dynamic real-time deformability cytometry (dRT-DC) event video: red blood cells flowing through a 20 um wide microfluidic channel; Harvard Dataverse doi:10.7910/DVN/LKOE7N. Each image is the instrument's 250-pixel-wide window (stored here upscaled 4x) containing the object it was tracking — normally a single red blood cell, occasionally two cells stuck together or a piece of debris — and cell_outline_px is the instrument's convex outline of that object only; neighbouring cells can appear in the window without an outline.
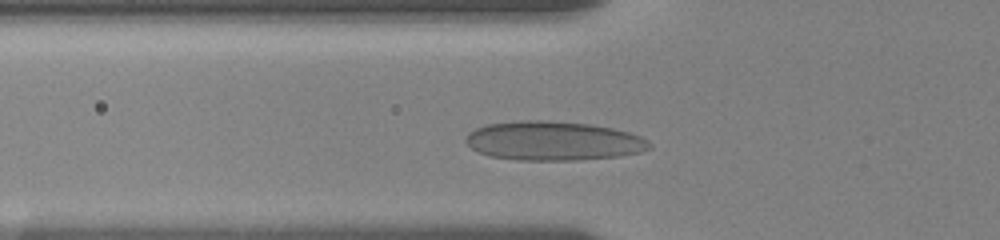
{"species": "human", "species_latin": "Homo sapiens", "temperature_condition": "room temperature", "stored_images_in_passage": 6, "camera_frame_rate_fps": 3000, "um_per_image_px": 0.085, "donor": {"sex": "female"}, "frame": {"image": 1, "passage_image": 4, "time_ms": 2.333, "image_size_px": [1000, 240], "cell_outline_px": [[652, 148], [640, 152], [620, 156], [576, 160], [516, 160], [488, 156], [476, 152], [464, 140], [468, 132], [476, 128], [488, 124], [520, 120], [548, 120], [592, 124], [612, 128], [628, 132], [640, 136], [648, 140], [652, 144]], "centroid_in_image_um": [47.02, 11.97], "position_along_channel_um": 78.8, "area_um2": 42.25}}
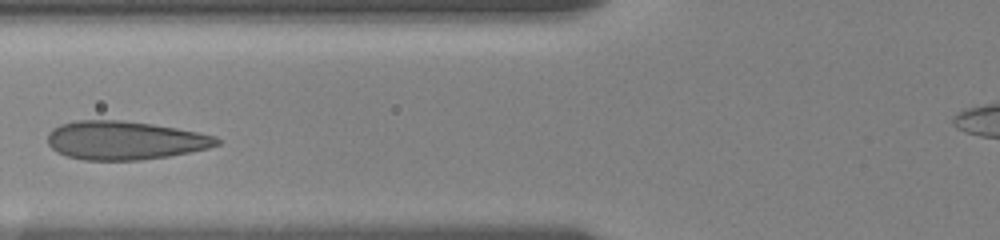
{"frame": {"image": 2, "passage_image": 5, "time_ms": 3.333, "image_size_px": [1000, 240], "cell_outline_px": [[220, 144], [208, 148], [168, 156], [140, 160], [84, 160], [68, 156], [56, 152], [48, 144], [48, 132], [52, 128], [60, 124], [76, 120], [120, 120], [152, 124], [176, 128], [216, 136], [220, 140]], "centroid_in_image_um": [10.57, 11.93], "position_along_channel_um": 115.2, "area_um2": 37.97}}